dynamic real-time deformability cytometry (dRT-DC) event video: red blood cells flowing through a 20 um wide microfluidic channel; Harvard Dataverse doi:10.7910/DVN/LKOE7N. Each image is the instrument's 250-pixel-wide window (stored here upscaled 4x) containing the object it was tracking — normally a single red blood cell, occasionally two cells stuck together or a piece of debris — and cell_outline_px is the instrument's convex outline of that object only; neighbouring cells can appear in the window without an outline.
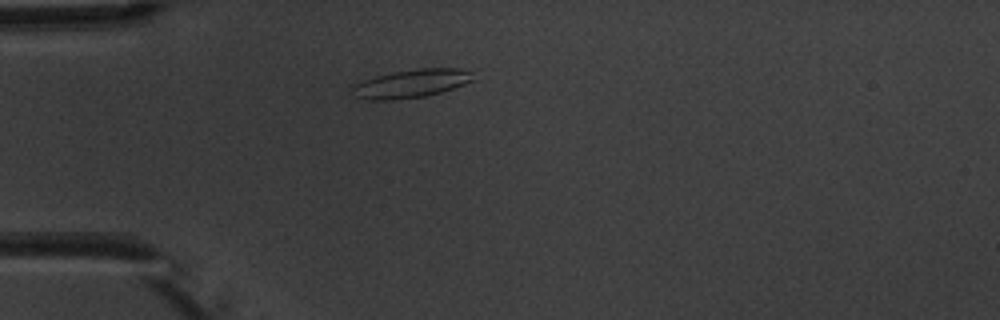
{"species": "common noctule bat (a hibernating species)", "species_latin": "Nyctalus noctula", "temperature_condition": "warm", "stored_images_in_passage": 3, "camera_frame_rate_fps": 3000, "um_per_image_px": 0.085, "animal": {"sex": "male", "body_mass_g": 20.1, "forearm_length_mm": 53.5}, "frame": {"image": 1, "passage_image": 2, "time_ms": 2.0, "image_size_px": [1000, 320], "cell_outline_px": [[476, 80], [440, 92], [424, 96], [396, 100], [368, 100], [352, 96], [348, 92], [348, 84], [360, 80], [392, 72], [420, 68], [476, 68]], "centroid_in_image_um": [34.93, 7.09], "position_along_channel_um": 50.1, "area_um2": 20.98}}